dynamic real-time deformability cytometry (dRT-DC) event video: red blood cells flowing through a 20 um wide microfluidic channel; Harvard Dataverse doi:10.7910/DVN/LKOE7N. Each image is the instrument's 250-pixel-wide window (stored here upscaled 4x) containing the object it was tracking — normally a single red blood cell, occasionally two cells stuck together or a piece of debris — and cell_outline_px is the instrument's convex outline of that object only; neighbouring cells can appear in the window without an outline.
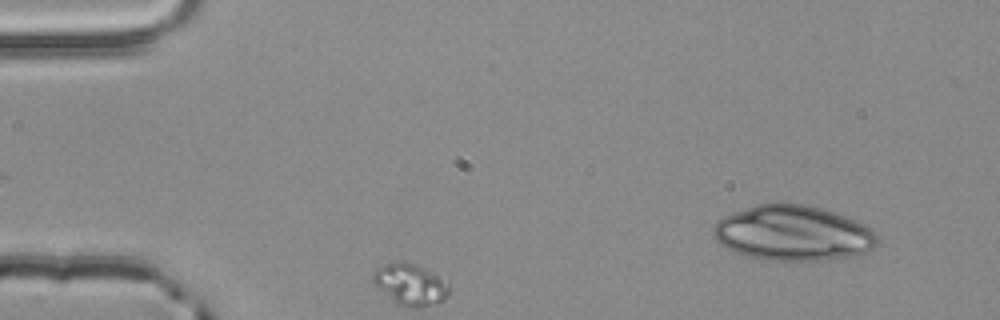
{"species": "common noctule bat (a hibernating species)", "species_latin": "Nyctalus noctula", "temperature_condition": "room temperature", "stored_images_in_passage": 3, "camera_frame_rate_fps": 3000, "um_per_image_px": 0.085, "animal": {"sex": "male", "body_mass_g": 20.4}, "frame": {"image": 1, "passage_image": 3, "time_ms": 0.667, "image_size_px": [1000, 320], "cell_outline_px": [[876, 244], [868, 252], [828, 260], [768, 260], [748, 256], [736, 252], [720, 244], [716, 240], [712, 232], [712, 228], [724, 216], [732, 212], [756, 204], [804, 204], [820, 208], [832, 212], [864, 224], [872, 228], [876, 232]], "centroid_in_image_um": [67.39, 19.82], "position_along_channel_um": 17.6, "area_um2": 52.25}}